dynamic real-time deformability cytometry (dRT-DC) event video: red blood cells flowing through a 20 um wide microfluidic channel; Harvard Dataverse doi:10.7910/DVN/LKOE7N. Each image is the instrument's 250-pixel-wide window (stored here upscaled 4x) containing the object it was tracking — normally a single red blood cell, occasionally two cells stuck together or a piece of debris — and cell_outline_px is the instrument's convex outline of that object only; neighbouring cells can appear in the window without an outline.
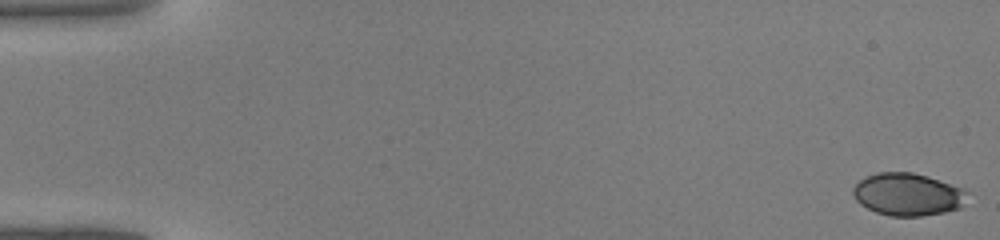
{"species": "common noctule bat (a hibernating species)", "species_latin": "Nyctalus noctula", "temperature_condition": "warm", "stored_images_in_passage": 44, "camera_frame_rate_fps": 3000, "um_per_image_px": 0.085, "animal": {"sex": "male", "body_mass_g": 19.0, "forearm_length_mm": 50.8}, "frame": {"image": 1, "passage_image": 1, "time_ms": 0.0, "image_size_px": [1000, 240], "cell_outline_px": [[968, 192], [964, 204], [960, 208], [944, 212], [920, 216], [892, 216], [876, 212], [860, 204], [856, 200], [852, 192], [852, 188], [860, 180], [876, 172], [912, 172], [928, 176], [964, 188]], "centroid_in_image_um": [77.17, 16.51], "position_along_channel_um": 7.8, "area_um2": 28.38}}
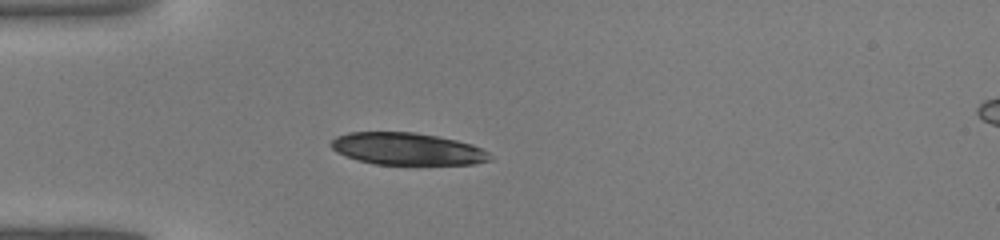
{"frame": {"image": 2, "passage_image": 13, "time_ms": 4.0, "image_size_px": [1000, 240], "cell_outline_px": [[492, 160], [472, 164], [376, 164], [360, 160], [336, 152], [328, 144], [336, 136], [348, 132], [416, 132], [456, 140], [472, 144], [488, 152], [492, 156]], "centroid_in_image_um": [34.61, 12.64], "position_along_channel_um": 50.4, "area_um2": 29.65}}